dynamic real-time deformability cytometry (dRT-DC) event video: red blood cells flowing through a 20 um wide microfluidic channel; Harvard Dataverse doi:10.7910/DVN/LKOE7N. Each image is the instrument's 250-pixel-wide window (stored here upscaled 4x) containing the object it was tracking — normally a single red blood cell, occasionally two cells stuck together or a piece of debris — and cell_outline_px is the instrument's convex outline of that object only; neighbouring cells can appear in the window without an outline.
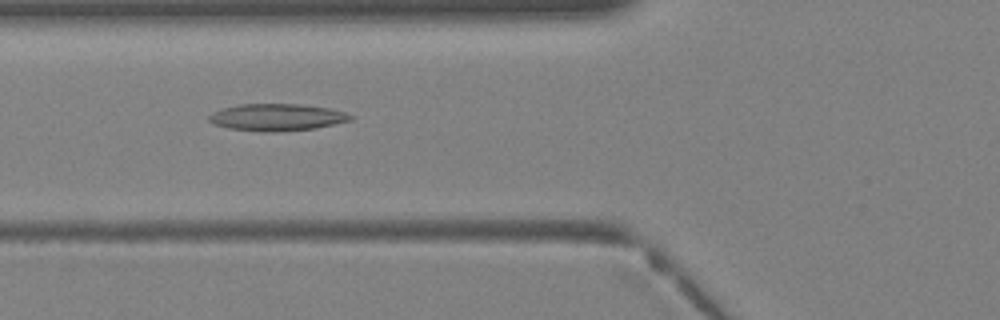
{"species": "Egyptian fruit bat (a non-hibernating species)", "species_latin": "Rousettus aegyptiacus", "temperature_condition": "warm", "stored_images_in_passage": 30, "camera_frame_rate_fps": 3000, "um_per_image_px": 0.085, "animal": {"sex": "female"}, "frame": {"image": 1, "passage_image": 6, "time_ms": 1.667, "image_size_px": [1000, 320], "cell_outline_px": [[352, 120], [316, 128], [276, 132], [260, 132], [228, 128], [216, 124], [208, 120], [208, 116], [212, 112], [236, 104], [300, 104], [328, 108], [344, 112], [352, 116]], "centroid_in_image_um": [23.51, 9.97], "position_along_channel_um": 102.3, "area_um2": 22.25}}
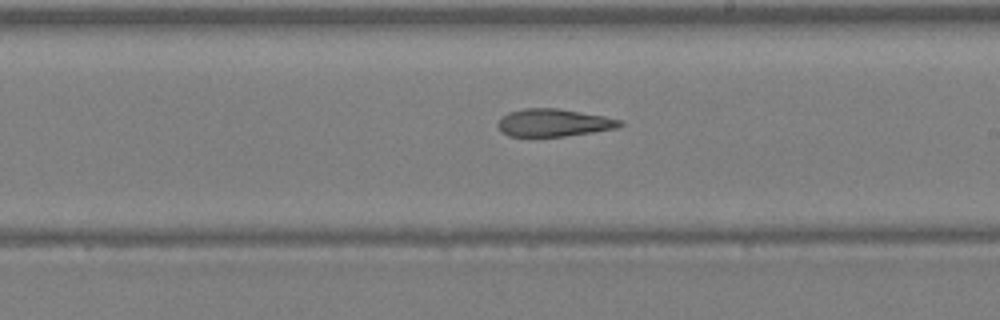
{"frame": {"image": 2, "passage_image": 14, "time_ms": 4.333, "image_size_px": [1000, 320], "cell_outline_px": [[624, 124], [616, 128], [592, 132], [564, 136], [508, 136], [500, 132], [496, 124], [508, 112], [524, 108], [556, 108], [604, 116], [624, 120]], "centroid_in_image_um": [47.05, 10.43], "position_along_channel_um": 241.9, "area_um2": 19.59}}
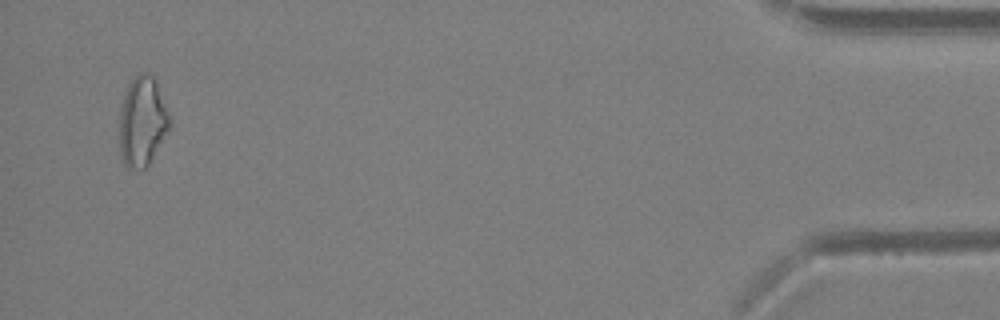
{"frame": {"image": 3, "passage_image": 29, "time_ms": 9.333, "image_size_px": [1000, 320], "cell_outline_px": [[172, 128], [148, 164], [144, 168], [128, 168], [124, 164], [120, 152], [120, 108], [128, 84], [140, 72], [148, 72], [156, 80], [172, 124]], "centroid_in_image_um": [12.12, 10.32], "position_along_channel_um": 423.1, "area_um2": 26.24}}